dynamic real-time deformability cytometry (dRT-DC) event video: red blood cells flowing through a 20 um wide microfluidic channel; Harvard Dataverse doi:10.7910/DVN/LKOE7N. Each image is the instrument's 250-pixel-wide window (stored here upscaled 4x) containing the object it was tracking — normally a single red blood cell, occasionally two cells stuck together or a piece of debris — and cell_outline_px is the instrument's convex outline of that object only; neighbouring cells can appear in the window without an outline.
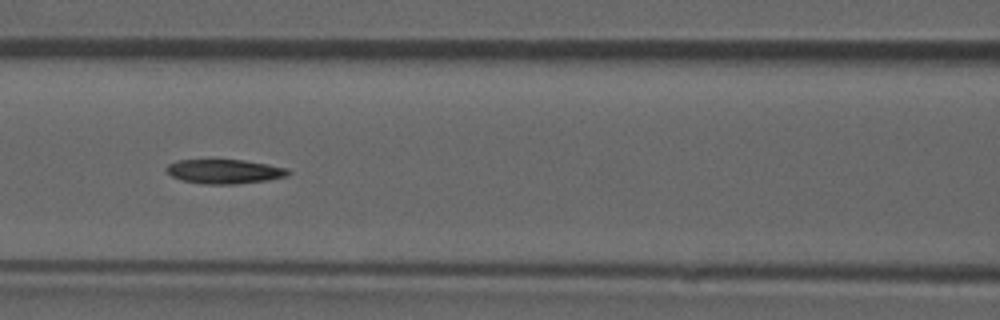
{"species": "common noctule bat (a hibernating species)", "species_latin": "Nyctalus noctula", "temperature_condition": "room temperature", "stored_images_in_passage": 9, "camera_frame_rate_fps": 3000, "um_per_image_px": 0.085, "animal": {"sex": "male", "forearm_length_mm": 52.5}, "frame": {"image": 1, "passage_image": 6, "time_ms": 1.667, "image_size_px": [1000, 320], "cell_outline_px": [[292, 172], [288, 176], [268, 180], [236, 184], [204, 184], [180, 180], [172, 176], [164, 168], [168, 164], [176, 160], [244, 160], [268, 164], [288, 168]], "centroid_in_image_um": [19.1, 14.57], "position_along_channel_um": 147.5, "area_um2": 17.4}}